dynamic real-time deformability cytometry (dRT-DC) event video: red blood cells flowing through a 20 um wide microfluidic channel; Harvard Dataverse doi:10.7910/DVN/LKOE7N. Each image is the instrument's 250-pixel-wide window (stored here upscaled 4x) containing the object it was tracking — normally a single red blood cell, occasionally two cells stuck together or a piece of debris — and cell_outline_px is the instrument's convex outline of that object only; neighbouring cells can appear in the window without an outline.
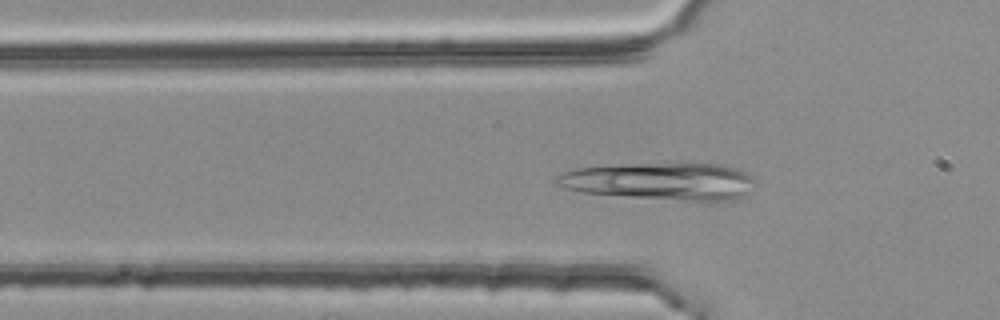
{"species": "common noctule bat (a hibernating species)", "species_latin": "Nyctalus noctula", "temperature_condition": "room temperature", "stored_images_in_passage": 39, "camera_frame_rate_fps": 3000, "um_per_image_px": 0.085, "animal": {"sex": "female", "body_mass_g": 25.1}, "frame": {"image": 1, "passage_image": 4, "time_ms": 1.0, "image_size_px": [1000, 320], "cell_outline_px": [[752, 180], [748, 192], [732, 200], [688, 200], [632, 196], [580, 192], [560, 188], [552, 184], [552, 180], [556, 176], [564, 172], [576, 168], [608, 164], [720, 164], [736, 168], [748, 176]], "centroid_in_image_um": [55.96, 15.39], "position_along_channel_um": 69.8, "area_um2": 42.54}}
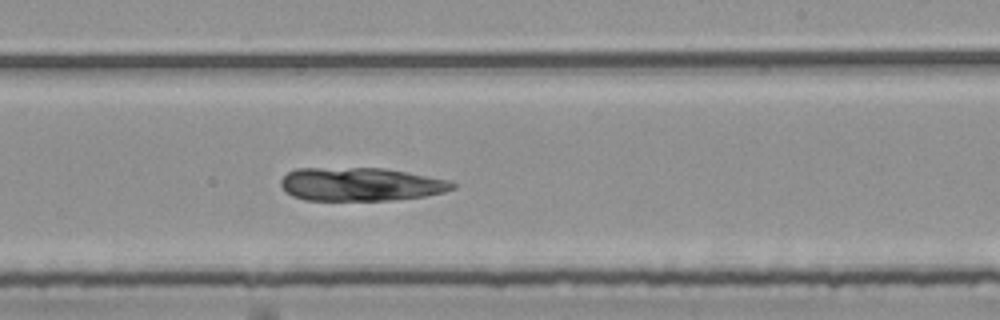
{"frame": {"image": 2, "passage_image": 19, "time_ms": 6.0, "image_size_px": [1000, 320], "cell_outline_px": [[456, 188], [444, 192], [424, 196], [392, 200], [304, 200], [292, 196], [280, 184], [280, 180], [288, 172], [296, 168], [384, 168], [452, 180], [456, 184]], "centroid_in_image_um": [30.69, 15.66], "position_along_channel_um": 258.3, "area_um2": 33.52}}
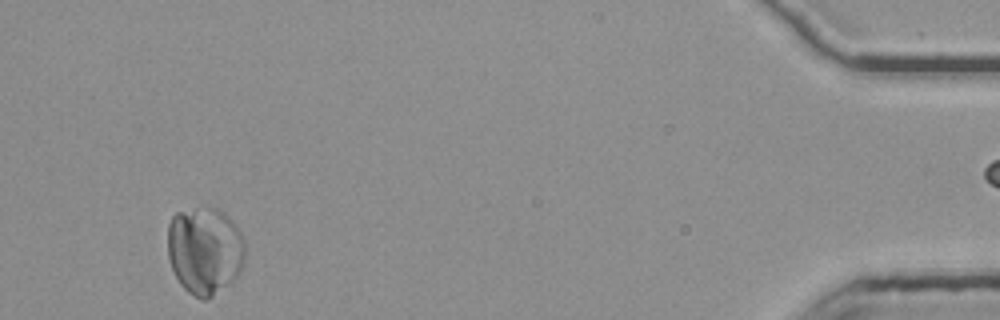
{"frame": {"image": 3, "passage_image": 38, "time_ms": 12.333, "image_size_px": [1000, 320], "cell_outline_px": [[244, 264], [240, 272], [232, 280], [208, 300], [200, 300], [188, 292], [180, 284], [168, 260], [168, 224], [172, 216], [176, 212], [196, 208], [212, 208], [224, 212], [232, 220], [240, 232], [244, 240]], "centroid_in_image_um": [17.39, 21.3], "position_along_channel_um": 417.8, "area_um2": 39.71}}